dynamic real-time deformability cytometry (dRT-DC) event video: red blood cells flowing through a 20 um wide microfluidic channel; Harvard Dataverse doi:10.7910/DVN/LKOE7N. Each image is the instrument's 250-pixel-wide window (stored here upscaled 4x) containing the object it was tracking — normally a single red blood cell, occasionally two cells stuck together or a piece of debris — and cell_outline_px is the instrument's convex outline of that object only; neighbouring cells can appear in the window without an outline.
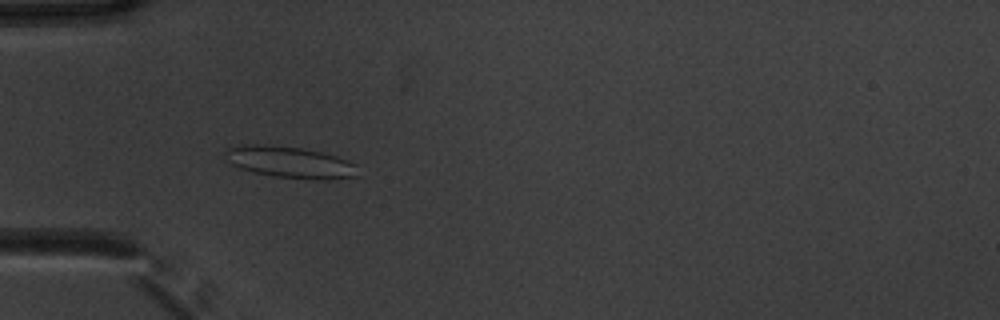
{"species": "common noctule bat (a hibernating species)", "species_latin": "Nyctalus noctula", "temperature_condition": "warm", "stored_images_in_passage": 43, "camera_frame_rate_fps": 3000, "um_per_image_px": 0.085, "animal": {"sex": "male", "body_mass_g": 20.1, "forearm_length_mm": 53.5}, "frame": {"image": 1, "passage_image": 7, "time_ms": 2.0, "image_size_px": [1000, 320], "cell_outline_px": [[356, 176], [328, 180], [316, 180], [272, 176], [240, 168], [232, 164], [228, 160], [224, 152], [224, 148], [244, 144], [264, 144], [300, 148], [324, 152], [336, 156], [356, 164]], "centroid_in_image_um": [24.63, 13.78], "position_along_channel_um": 60.4, "area_um2": 24.39}}
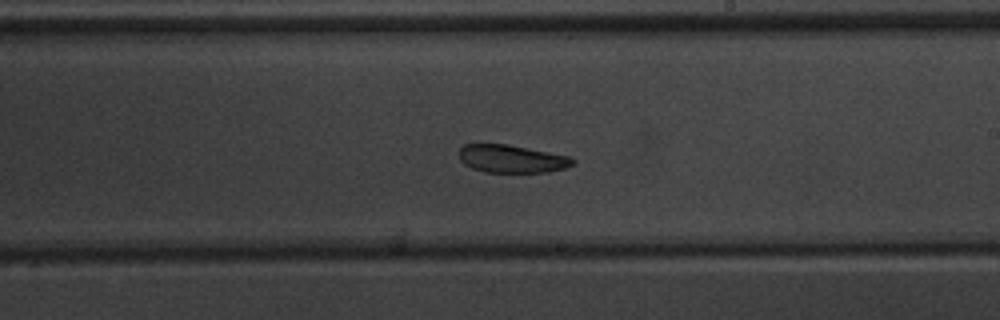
{"frame": {"image": 2, "passage_image": 22, "time_ms": 7.0, "image_size_px": [1000, 320], "cell_outline_px": [[576, 164], [564, 168], [548, 172], [484, 172], [472, 168], [464, 164], [460, 160], [460, 148], [464, 144], [508, 144], [572, 156], [576, 160]], "centroid_in_image_um": [43.55, 13.49], "position_along_channel_um": 245.5, "area_um2": 18.67}}
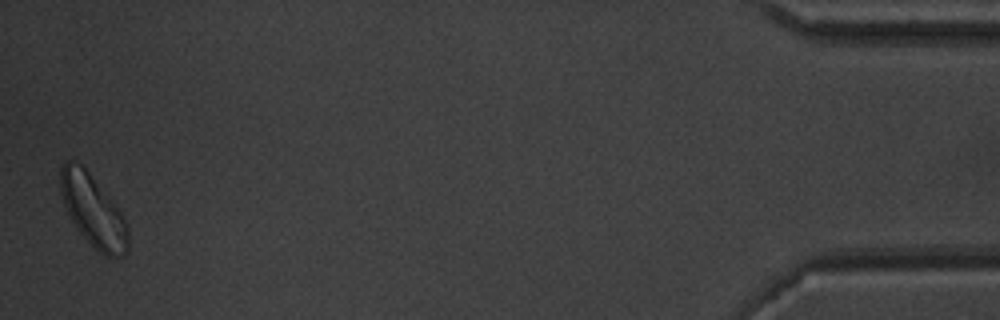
{"frame": {"image": 3, "passage_image": 43, "time_ms": 14.0, "image_size_px": [1000, 320], "cell_outline_px": [[128, 252], [124, 256], [104, 256], [76, 228], [64, 204], [60, 192], [60, 168], [64, 160], [72, 160], [80, 164], [88, 172], [108, 196], [124, 216], [128, 228]], "centroid_in_image_um": [7.91, 17.91], "position_along_channel_um": 427.3, "area_um2": 27.86}, "authors_computed_cell_mechanics": {"area_um2": 20.9236, "velocity_mm_per_s": 3.7933, "shape_relaxation_time_tau1_ms": 2.4734, "shape_relaxation_time_tau2_ms": 4.1889, "deformation_change_tau1": 0.0787, "deformation_change_tau2": 0.1248}}